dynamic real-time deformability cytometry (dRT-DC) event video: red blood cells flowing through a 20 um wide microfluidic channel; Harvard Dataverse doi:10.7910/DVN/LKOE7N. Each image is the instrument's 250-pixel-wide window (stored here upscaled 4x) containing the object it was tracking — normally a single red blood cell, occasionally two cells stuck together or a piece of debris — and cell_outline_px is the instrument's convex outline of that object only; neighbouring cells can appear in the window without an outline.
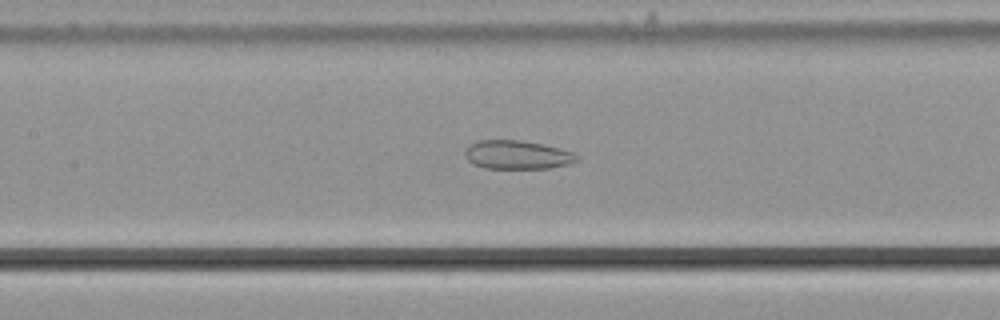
{"species": "common noctule bat (a hibernating species)", "species_latin": "Nyctalus noctula", "temperature_condition": "cold", "stored_images_in_passage": 52, "camera_frame_rate_fps": 3000, "um_per_image_px": 0.085, "animal": {"sex": "male", "body_mass_g": 21.5, "forearm_length_mm": 52.0}, "frame": {"image": 1, "passage_image": 23, "time_ms": 7.333, "image_size_px": [1000, 320], "cell_outline_px": [[580, 160], [568, 164], [548, 168], [484, 168], [472, 164], [464, 156], [464, 152], [472, 144], [480, 140], [520, 140], [544, 144], [572, 152]], "centroid_in_image_um": [43.95, 13.16], "position_along_channel_um": 163.5, "area_um2": 18.55}}
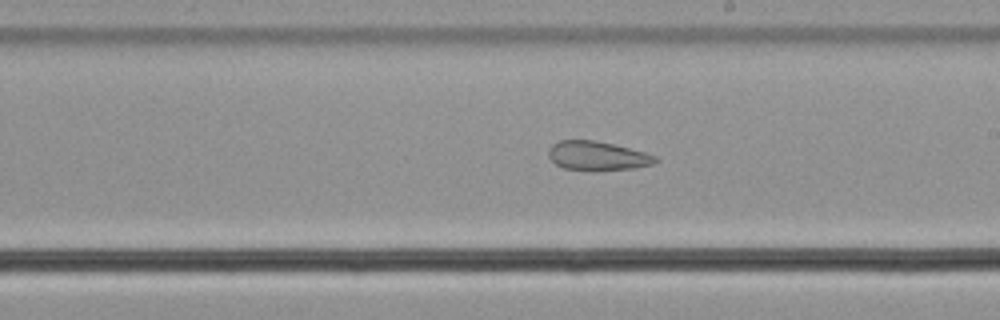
{"frame": {"image": 2, "passage_image": 29, "time_ms": 9.333, "image_size_px": [1000, 320], "cell_outline_px": [[660, 160], [652, 164], [636, 168], [592, 172], [564, 168], [556, 164], [548, 156], [548, 148], [552, 144], [560, 140], [596, 140], [644, 152], [656, 156]], "centroid_in_image_um": [50.77, 13.27], "position_along_channel_um": 238.2, "area_um2": 18.44}}
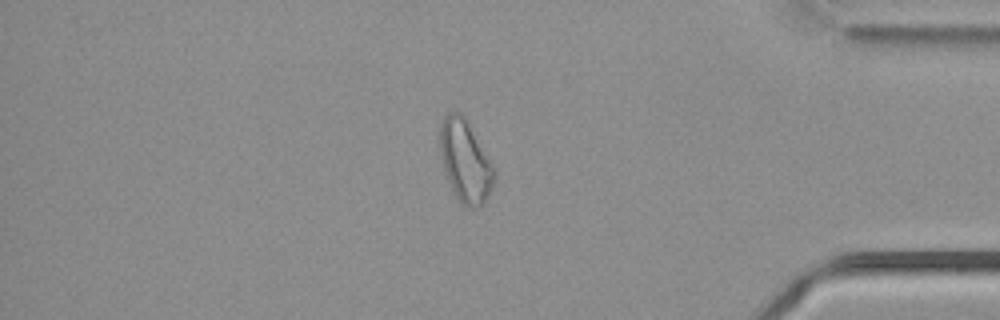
{"frame": {"image": 3, "passage_image": 44, "time_ms": 14.333, "image_size_px": [1000, 320], "cell_outline_px": [[496, 176], [488, 196], [484, 204], [480, 208], [472, 208], [464, 204], [452, 192], [436, 144], [440, 124], [444, 116], [448, 112], [460, 112], [464, 116], [492, 164], [496, 172]], "centroid_in_image_um": [39.5, 13.68], "position_along_channel_um": 395.7, "area_um2": 26.18}, "authors_computed_cell_mechanics": {"area_um2": 25.3453, "velocity_mm_per_s": 3.7597, "shape_relaxation_time_tau1_ms": null, "shape_relaxation_time_tau2_ms": 3.1862, "deformation_change_tau1": null, "deformation_change_tau2": 0.1124}}